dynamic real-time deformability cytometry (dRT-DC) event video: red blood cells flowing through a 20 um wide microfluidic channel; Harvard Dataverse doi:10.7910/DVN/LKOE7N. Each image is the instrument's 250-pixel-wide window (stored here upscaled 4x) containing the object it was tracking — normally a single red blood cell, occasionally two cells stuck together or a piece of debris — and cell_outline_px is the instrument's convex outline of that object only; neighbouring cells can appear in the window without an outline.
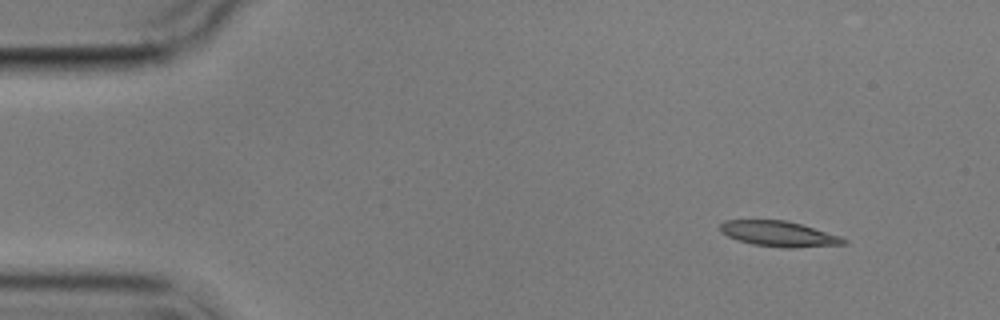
{"species": "common noctule bat (a hibernating species)", "species_latin": "Nyctalus noctula", "temperature_condition": "cold", "stored_images_in_passage": 12, "camera_frame_rate_fps": 3000, "um_per_image_px": 0.085, "animal": {"sex": "male", "body_mass_g": 17.9}, "frame": {"image": 1, "passage_image": 1, "time_ms": 0.0, "image_size_px": [1000, 320], "cell_outline_px": [[848, 244], [792, 248], [780, 248], [752, 244], [736, 240], [720, 232], [720, 224], [724, 220], [788, 220], [840, 236], [848, 240]], "centroid_in_image_um": [66.2, 19.88], "position_along_channel_um": 18.8, "area_um2": 18.5}}
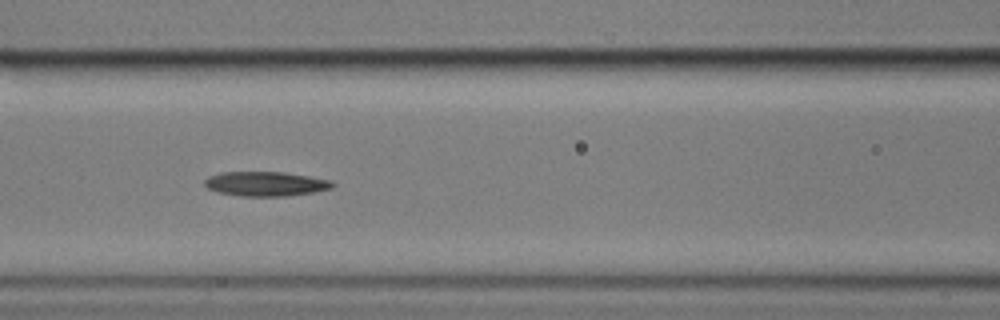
{"frame": {"image": 2, "passage_image": 5, "time_ms": 6.0, "image_size_px": [1000, 320], "cell_outline_px": [[336, 184], [332, 188], [312, 192], [284, 196], [240, 196], [216, 192], [208, 188], [204, 184], [204, 180], [208, 176], [220, 172], [284, 172], [332, 180]], "centroid_in_image_um": [22.56, 15.62], "position_along_channel_um": 144.0, "area_um2": 18.32}}
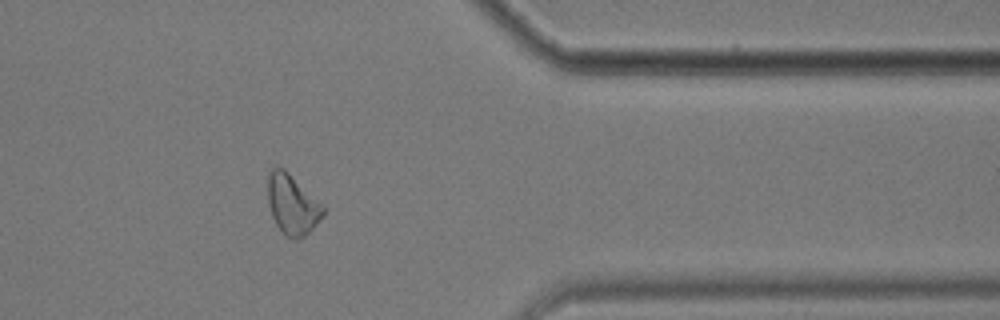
{"frame": {"image": 3, "passage_image": 11, "time_ms": 13.333, "image_size_px": [1000, 320], "cell_outline_px": [[324, 212], [316, 224], [300, 240], [296, 240], [284, 236], [280, 232], [272, 216], [268, 204], [268, 172], [272, 168], [284, 168], [324, 204]], "centroid_in_image_um": [24.84, 17.39], "position_along_channel_um": 386.6, "area_um2": 19.54}, "authors_computed_cell_mechanics": {"area_um2": 18.496, "velocity_mm_per_s": 3.5349, "shape_relaxation_time_tau1_ms": 4.1559, "shape_relaxation_time_tau2_ms": null, "deformation_change_tau1": 0.0968, "deformation_change_tau2": null}}